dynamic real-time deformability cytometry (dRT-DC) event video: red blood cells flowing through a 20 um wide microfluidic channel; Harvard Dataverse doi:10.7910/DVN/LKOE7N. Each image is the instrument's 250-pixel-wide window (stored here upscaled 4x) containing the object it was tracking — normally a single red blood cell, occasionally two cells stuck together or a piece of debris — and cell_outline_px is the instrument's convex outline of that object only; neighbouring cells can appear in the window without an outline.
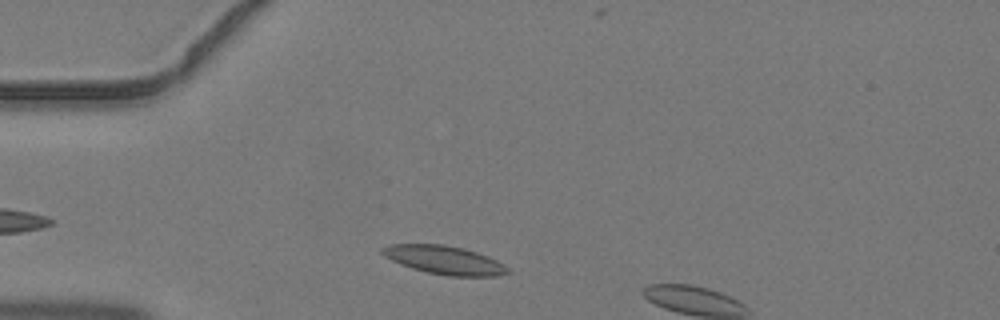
{"species": "common noctule bat (a hibernating species)", "species_latin": "Nyctalus noctula", "temperature_condition": "warm", "stored_images_in_passage": 6, "segment_of_instrument_passage": [1, 2], "camera_frame_rate_fps": 3000, "um_per_image_px": 0.085, "animal": {"sex": "male", "body_mass_g": 19.2, "forearm_length_mm": 51.8}, "frame": {"image": 1, "passage_image": 5, "time_ms": 1.333, "image_size_px": [1000, 320], "cell_outline_px": [[512, 272], [496, 276], [448, 276], [428, 272], [412, 268], [400, 264], [384, 256], [380, 252], [380, 248], [388, 244], [444, 244], [464, 248], [488, 256], [504, 264]], "centroid_in_image_um": [37.77, 22.09], "position_along_channel_um": 47.2, "area_um2": 20.92}}